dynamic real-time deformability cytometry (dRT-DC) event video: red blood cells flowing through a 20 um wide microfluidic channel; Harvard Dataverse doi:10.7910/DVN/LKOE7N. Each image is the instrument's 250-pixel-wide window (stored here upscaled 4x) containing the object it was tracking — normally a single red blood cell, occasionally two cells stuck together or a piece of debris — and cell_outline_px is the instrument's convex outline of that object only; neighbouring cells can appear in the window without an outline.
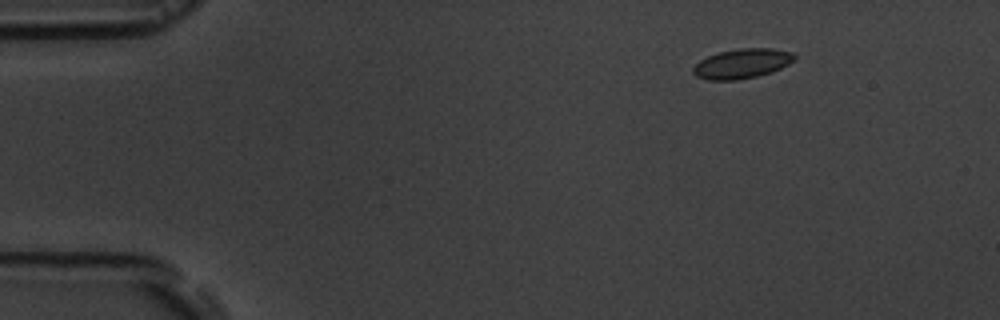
{"species": "common noctule bat (a hibernating species)", "species_latin": "Nyctalus noctula", "temperature_condition": "room temperature", "stored_images_in_passage": 15, "camera_frame_rate_fps": 3000, "um_per_image_px": 0.085, "animal": {"sex": "male", "body_mass_g": 19.5, "forearm_length_mm": 54.6}, "frame": {"image": 1, "passage_image": 1, "time_ms": 0.0, "image_size_px": [1000, 320], "cell_outline_px": [[796, 60], [772, 72], [756, 76], [736, 80], [708, 80], [696, 76], [692, 72], [692, 68], [700, 60], [708, 56], [720, 52], [740, 48], [772, 48], [792, 52], [796, 56]], "centroid_in_image_um": [63.08, 5.4], "position_along_channel_um": 21.9, "area_um2": 17.51}}
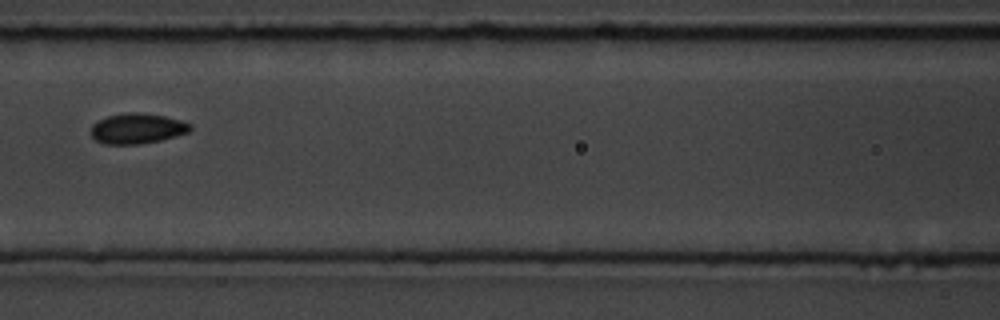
{"frame": {"image": 2, "passage_image": 6, "time_ms": 6.0, "image_size_px": [1000, 320], "cell_outline_px": [[192, 128], [188, 132], [176, 136], [160, 140], [140, 144], [104, 144], [96, 140], [92, 136], [92, 124], [108, 116], [124, 112], [136, 112], [164, 116], [180, 120], [192, 124]], "centroid_in_image_um": [11.67, 10.92], "position_along_channel_um": 154.9, "area_um2": 17.46}}
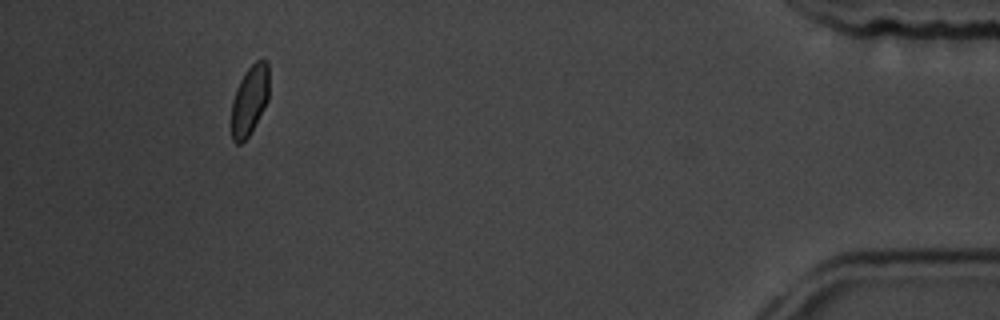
{"frame": {"image": 3, "passage_image": 14, "time_ms": 15.0, "image_size_px": [1000, 320], "cell_outline_px": [[268, 100], [264, 108], [248, 136], [240, 144], [236, 144], [232, 140], [232, 100], [236, 88], [244, 72], [256, 60], [268, 60]], "centroid_in_image_um": [21.21, 8.49], "position_along_channel_um": 414.0, "area_um2": 15.2}, "authors_computed_cell_mechanics": {"area_um2": 16.6464, "velocity_mm_per_s": 3.6038, "shape_relaxation_time_tau1_ms": 2.2152, "shape_relaxation_time_tau2_ms": null, "deformation_change_tau1": 0.061, "deformation_change_tau2": null}}